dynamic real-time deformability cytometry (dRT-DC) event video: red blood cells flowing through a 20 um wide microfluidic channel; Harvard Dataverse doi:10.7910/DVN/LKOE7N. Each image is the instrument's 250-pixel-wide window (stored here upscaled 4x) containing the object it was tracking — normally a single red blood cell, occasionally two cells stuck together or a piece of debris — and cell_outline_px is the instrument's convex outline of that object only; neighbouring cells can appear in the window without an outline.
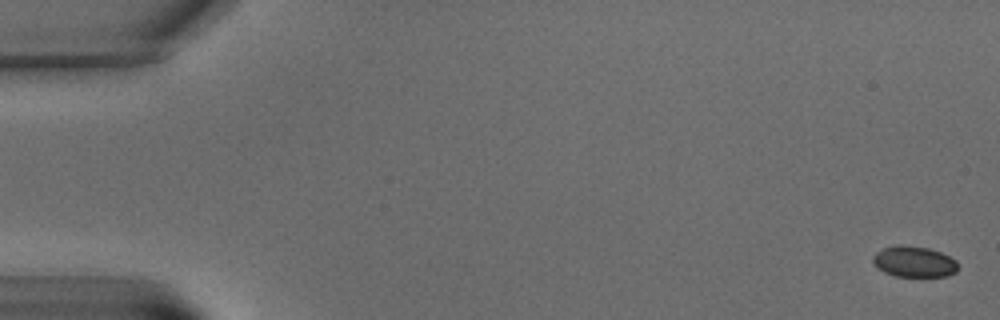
{"species": "common noctule bat (a hibernating species)", "species_latin": "Nyctalus noctula", "temperature_condition": "warm", "stored_images_in_passage": 3, "camera_frame_rate_fps": 3000, "um_per_image_px": 0.085, "animal": {"sex": "male", "body_mass_g": 15.6}, "frame": {"image": 1, "passage_image": 1, "time_ms": 0.0, "image_size_px": [1000, 320], "cell_outline_px": [[956, 272], [948, 276], [896, 276], [884, 272], [876, 268], [872, 260], [872, 256], [876, 252], [884, 248], [896, 244], [900, 244], [928, 248], [940, 252], [956, 260]], "centroid_in_image_um": [77.65, 22.23], "position_along_channel_um": 7.3, "area_um2": 15.32}}